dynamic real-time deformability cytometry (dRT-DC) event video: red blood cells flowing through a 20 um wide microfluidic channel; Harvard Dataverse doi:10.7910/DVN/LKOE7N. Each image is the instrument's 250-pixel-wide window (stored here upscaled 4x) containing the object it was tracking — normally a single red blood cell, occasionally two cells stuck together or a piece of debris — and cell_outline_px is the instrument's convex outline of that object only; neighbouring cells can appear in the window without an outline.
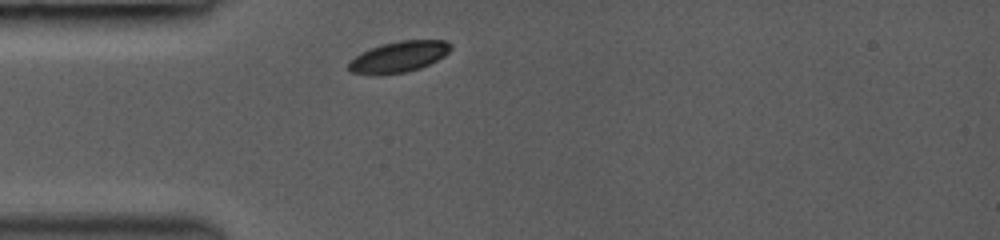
{"species": "common noctule bat (a hibernating species)", "species_latin": "Nyctalus noctula", "temperature_condition": "room temperature", "stored_images_in_passage": 1, "camera_frame_rate_fps": 3000, "um_per_image_px": 0.085, "animal": {"sex": "female", "body_mass_g": 19.0, "forearm_length_mm": 53.3}, "frame": {"image": 1, "passage_image": 1, "time_ms": 0.0, "image_size_px": [1000, 240], "cell_outline_px": [[452, 48], [444, 56], [420, 68], [404, 72], [376, 76], [368, 76], [352, 72], [348, 68], [348, 64], [356, 56], [380, 44], [400, 40], [444, 40], [452, 44]], "centroid_in_image_um": [33.89, 4.84], "position_along_channel_um": 51.1, "area_um2": 18.44}}